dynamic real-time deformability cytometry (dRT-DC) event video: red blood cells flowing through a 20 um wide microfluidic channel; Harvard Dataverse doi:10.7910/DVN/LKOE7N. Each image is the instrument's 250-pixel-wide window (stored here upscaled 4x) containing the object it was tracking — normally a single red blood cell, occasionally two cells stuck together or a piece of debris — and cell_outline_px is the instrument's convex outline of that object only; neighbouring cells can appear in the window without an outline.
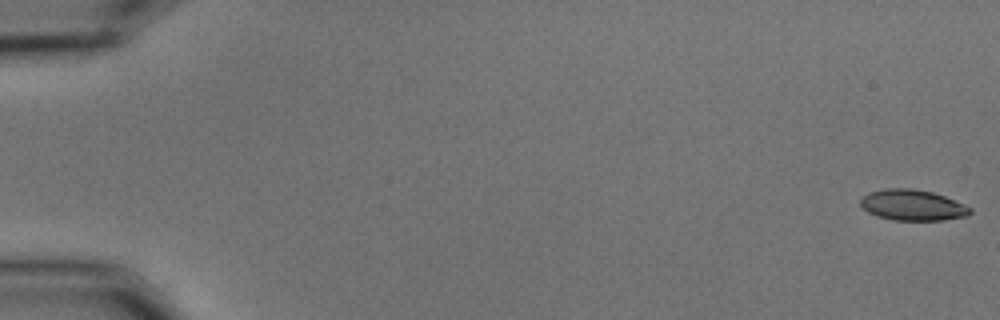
{"species": "common noctule bat (a hibernating species)", "species_latin": "Nyctalus noctula", "temperature_condition": "cold", "stored_images_in_passage": 8, "camera_frame_rate_fps": 3000, "um_per_image_px": 0.085, "animal": {"sex": "male", "body_mass_g": 15.6}, "frame": {"image": 1, "passage_image": 1, "time_ms": 0.0, "image_size_px": [1000, 320], "cell_outline_px": [[972, 212], [968, 216], [940, 220], [892, 220], [876, 216], [868, 212], [860, 204], [860, 200], [868, 192], [884, 188], [912, 188], [932, 192], [944, 196], [964, 204], [972, 208]], "centroid_in_image_um": [77.56, 17.43], "position_along_channel_um": 7.4, "area_um2": 19.77}}